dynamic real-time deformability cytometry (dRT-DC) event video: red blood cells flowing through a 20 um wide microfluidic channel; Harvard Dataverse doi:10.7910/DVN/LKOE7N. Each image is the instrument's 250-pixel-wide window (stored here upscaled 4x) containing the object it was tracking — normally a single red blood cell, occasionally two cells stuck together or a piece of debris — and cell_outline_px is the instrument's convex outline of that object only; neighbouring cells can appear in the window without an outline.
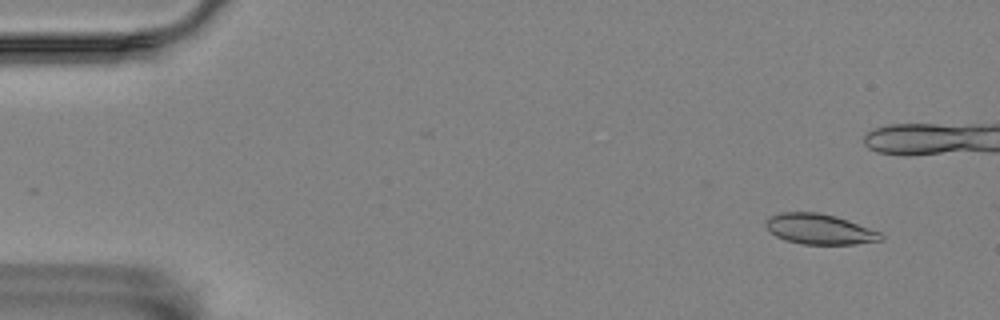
{"species": "Egyptian fruit bat (a non-hibernating species)", "species_latin": "Rousettus aegyptiacus", "temperature_condition": "room temperature", "stored_images_in_passage": 6, "camera_frame_rate_fps": 3000, "um_per_image_px": 0.085, "animal": {"sex": "female"}, "frame": {"image": 1, "passage_image": 2, "time_ms": 1.333, "image_size_px": [1000, 320], "cell_outline_px": [[884, 236], [880, 240], [856, 244], [800, 244], [784, 240], [776, 236], [764, 224], [764, 220], [780, 212], [816, 212], [836, 216], [880, 232]], "centroid_in_image_um": [69.63, 19.48], "position_along_channel_um": 15.4, "area_um2": 20.23}}